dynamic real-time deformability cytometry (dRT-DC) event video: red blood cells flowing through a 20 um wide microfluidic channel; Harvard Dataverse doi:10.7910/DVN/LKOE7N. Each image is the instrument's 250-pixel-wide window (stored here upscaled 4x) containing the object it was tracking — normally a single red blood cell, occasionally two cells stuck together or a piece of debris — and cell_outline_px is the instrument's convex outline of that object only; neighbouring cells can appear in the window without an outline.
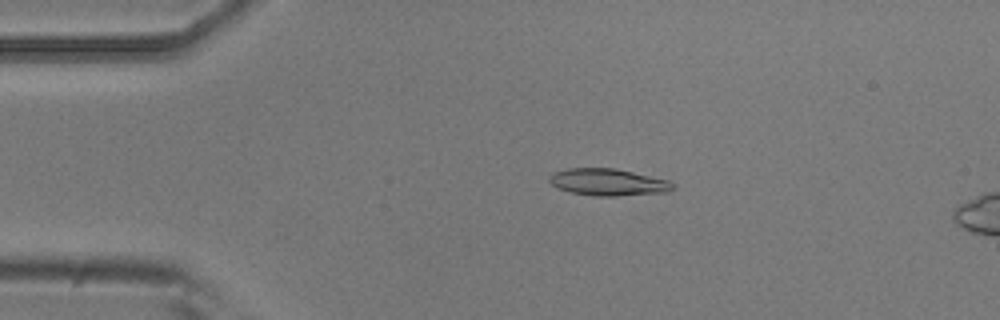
{"species": "common noctule bat (a hibernating species)", "species_latin": "Nyctalus noctula", "temperature_condition": "room temperature", "stored_images_in_passage": 5, "camera_frame_rate_fps": 3000, "um_per_image_px": 0.085, "animal": {"sex": "male", "body_mass_g": 20.5, "forearm_length_mm": 52.5}, "frame": {"image": 1, "passage_image": 3, "time_ms": 3.333, "image_size_px": [1000, 320], "cell_outline_px": [[676, 184], [668, 192], [616, 196], [592, 196], [568, 192], [552, 184], [548, 180], [548, 176], [552, 172], [568, 168], [616, 168], [668, 180]], "centroid_in_image_um": [51.66, 15.48], "position_along_channel_um": 33.3, "area_um2": 19.54}}